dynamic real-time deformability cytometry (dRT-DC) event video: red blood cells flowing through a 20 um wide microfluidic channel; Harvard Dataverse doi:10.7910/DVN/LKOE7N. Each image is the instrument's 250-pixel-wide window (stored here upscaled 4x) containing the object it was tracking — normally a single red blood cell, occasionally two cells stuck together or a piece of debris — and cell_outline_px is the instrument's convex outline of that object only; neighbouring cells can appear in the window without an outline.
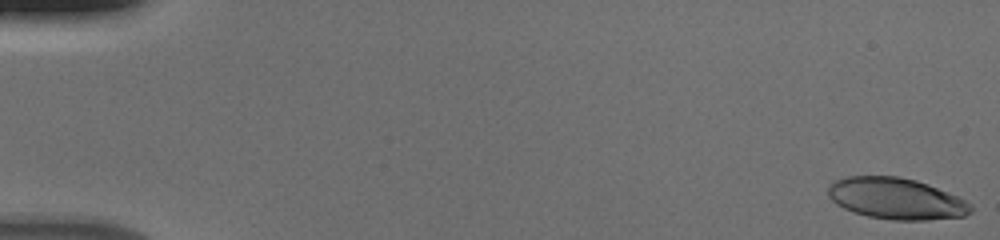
{"species": "human", "species_latin": "Homo sapiens", "temperature_condition": "cold", "stored_images_in_passage": 50, "camera_frame_rate_fps": 3000, "um_per_image_px": 0.085, "donor": {"sex": "male"}, "frame": {"image": 1, "passage_image": 1, "time_ms": 0.0, "image_size_px": [1000, 240], "cell_outline_px": [[972, 212], [964, 216], [928, 220], [892, 220], [868, 216], [852, 212], [836, 204], [828, 196], [828, 188], [836, 180], [848, 176], [896, 176], [916, 180], [928, 184], [956, 196], [972, 204]], "centroid_in_image_um": [76.17, 16.89], "position_along_channel_um": 8.8, "area_um2": 34.28}}
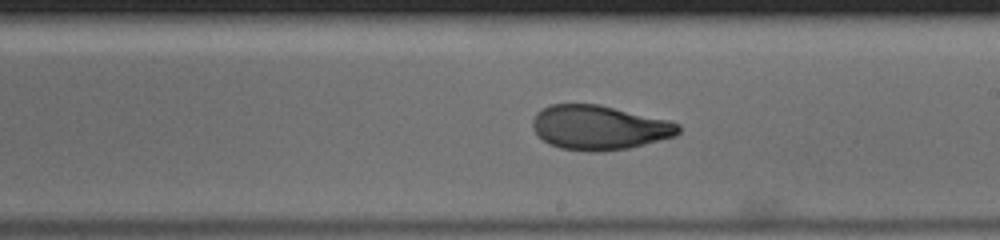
{"frame": {"image": 2, "passage_image": 32, "time_ms": 10.333, "image_size_px": [1000, 240], "cell_outline_px": [[680, 132], [676, 136], [628, 148], [600, 152], [588, 152], [560, 148], [548, 144], [532, 128], [532, 120], [536, 112], [552, 104], [600, 104], [668, 120], [680, 124]], "centroid_in_image_um": [50.93, 10.84], "position_along_channel_um": 238.1, "area_um2": 37.86}}
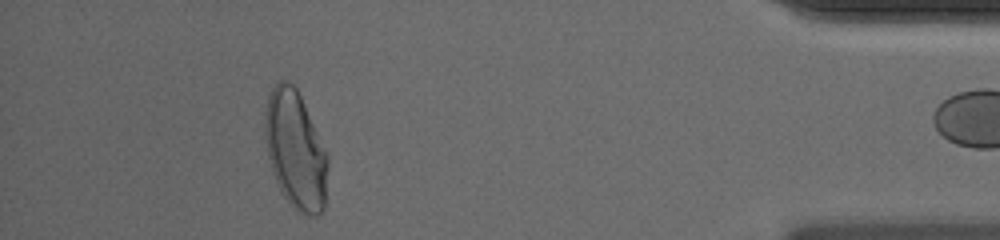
{"frame": {"image": 3, "passage_image": 49, "time_ms": 16.0, "image_size_px": [1000, 240], "cell_outline_px": [[328, 168], [324, 208], [316, 216], [312, 216], [296, 212], [284, 196], [272, 172], [268, 156], [264, 132], [264, 112], [268, 96], [272, 88], [280, 80], [288, 80], [296, 88], [328, 152]], "centroid_in_image_um": [25.12, 12.75], "position_along_channel_um": 410.1, "area_um2": 43.47}}